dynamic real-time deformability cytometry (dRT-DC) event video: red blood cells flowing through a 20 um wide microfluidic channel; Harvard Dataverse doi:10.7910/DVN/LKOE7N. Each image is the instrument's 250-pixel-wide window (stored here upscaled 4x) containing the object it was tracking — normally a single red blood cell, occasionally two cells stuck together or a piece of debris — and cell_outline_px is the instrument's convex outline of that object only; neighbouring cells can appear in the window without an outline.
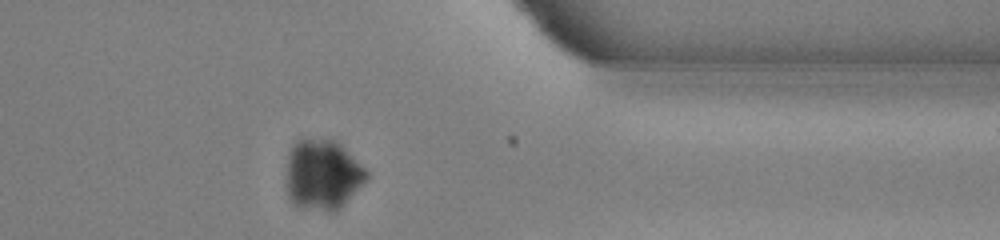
{"species": "common noctule bat (a hibernating species)", "species_latin": "Nyctalus noctula", "temperature_condition": "warm", "stored_images_in_passage": 37, "camera_frame_rate_fps": 3000, "um_per_image_px": 0.085, "animal": {"sex": "male", "body_mass_g": 13.0, "forearm_length_mm": 53.1}, "frame": {"image": 1, "passage_image": 27, "time_ms": 8.667, "image_size_px": [1000, 240], "cell_outline_px": [[368, 176], [344, 204], [336, 212], [328, 212], [304, 208], [296, 204], [288, 196], [288, 152], [292, 144], [296, 140], [336, 140], [368, 172]], "centroid_in_image_um": [27.41, 14.86], "position_along_channel_um": 384.0, "area_um2": 32.19}}
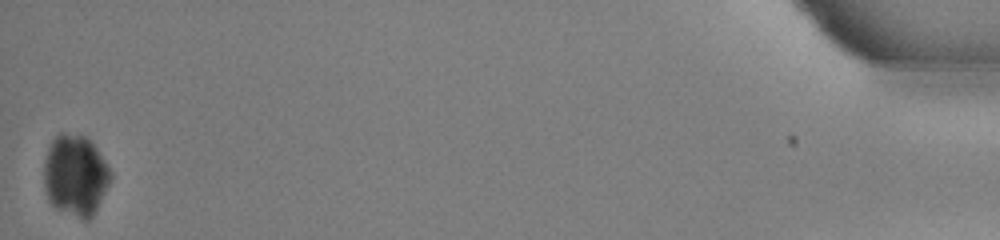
{"frame": {"image": 2, "passage_image": 37, "time_ms": 12.0, "image_size_px": [1000, 240], "cell_outline_px": [[112, 176], [92, 216], [88, 220], [84, 220], [56, 208], [48, 200], [44, 188], [44, 160], [48, 148], [52, 140], [60, 132], [64, 132], [84, 136], [96, 148], [108, 164], [112, 172]], "centroid_in_image_um": [6.39, 14.89], "position_along_channel_um": 428.8, "area_um2": 31.33}}